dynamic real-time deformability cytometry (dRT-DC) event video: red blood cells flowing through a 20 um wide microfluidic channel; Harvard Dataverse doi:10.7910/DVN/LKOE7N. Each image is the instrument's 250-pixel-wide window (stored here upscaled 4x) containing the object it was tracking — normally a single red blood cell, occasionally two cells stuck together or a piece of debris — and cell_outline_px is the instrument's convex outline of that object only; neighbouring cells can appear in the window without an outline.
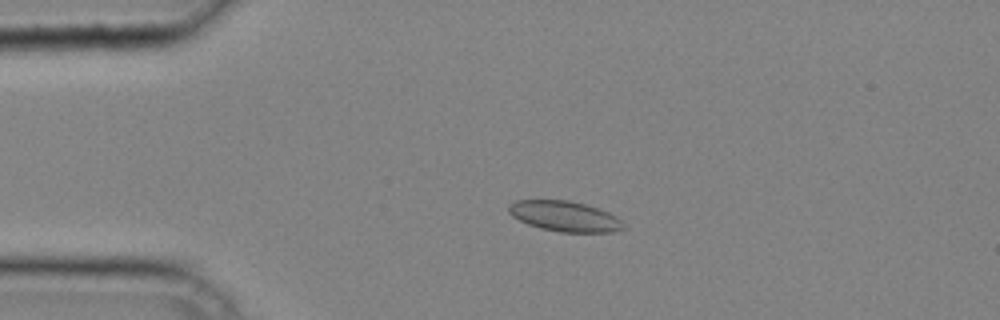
{"species": "common noctule bat (a hibernating species)", "species_latin": "Nyctalus noctula", "temperature_condition": "cold", "stored_images_in_passage": 37, "camera_frame_rate_fps": 3000, "um_per_image_px": 0.085, "animal": {"sex": "male", "body_mass_g": 20.4}, "frame": {"image": 1, "passage_image": 9, "time_ms": 2.667, "image_size_px": [1000, 320], "cell_outline_px": [[628, 228], [612, 232], [560, 232], [540, 228], [528, 224], [512, 216], [508, 212], [508, 208], [516, 200], [568, 200], [584, 204], [608, 212], [616, 216]], "centroid_in_image_um": [48.02, 18.39], "position_along_channel_um": 37.0, "area_um2": 20.23}}
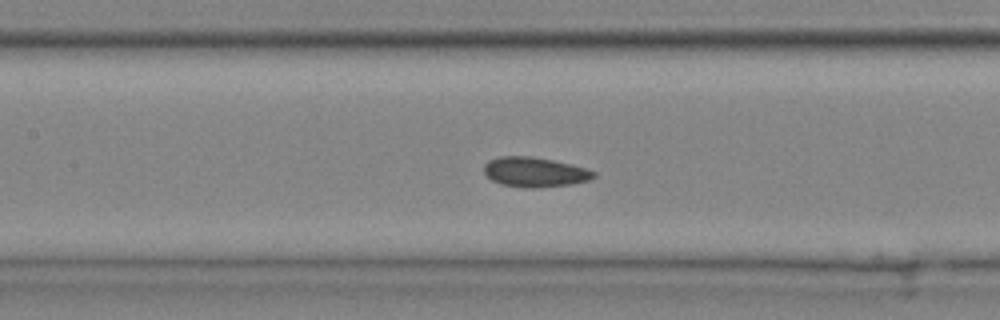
{"frame": {"image": 2, "passage_image": 19, "time_ms": 6.0, "image_size_px": [1000, 320], "cell_outline_px": [[596, 176], [588, 180], [568, 184], [540, 188], [524, 188], [504, 184], [492, 180], [484, 172], [484, 164], [488, 160], [500, 156], [532, 156], [572, 164], [588, 168], [596, 172]], "centroid_in_image_um": [45.47, 14.62], "position_along_channel_um": 161.9, "area_um2": 19.07}}
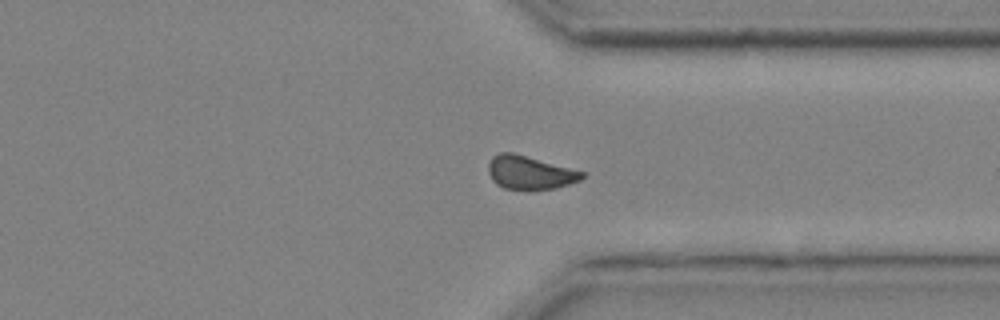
{"frame": {"image": 3, "passage_image": 32, "time_ms": 10.333, "image_size_px": [1000, 320], "cell_outline_px": [[588, 172], [580, 180], [556, 188], [528, 192], [504, 188], [496, 184], [492, 180], [488, 172], [488, 164], [492, 156], [500, 152], [512, 152]], "centroid_in_image_um": [45.04, 14.69], "position_along_channel_um": 366.4, "area_um2": 18.9}}